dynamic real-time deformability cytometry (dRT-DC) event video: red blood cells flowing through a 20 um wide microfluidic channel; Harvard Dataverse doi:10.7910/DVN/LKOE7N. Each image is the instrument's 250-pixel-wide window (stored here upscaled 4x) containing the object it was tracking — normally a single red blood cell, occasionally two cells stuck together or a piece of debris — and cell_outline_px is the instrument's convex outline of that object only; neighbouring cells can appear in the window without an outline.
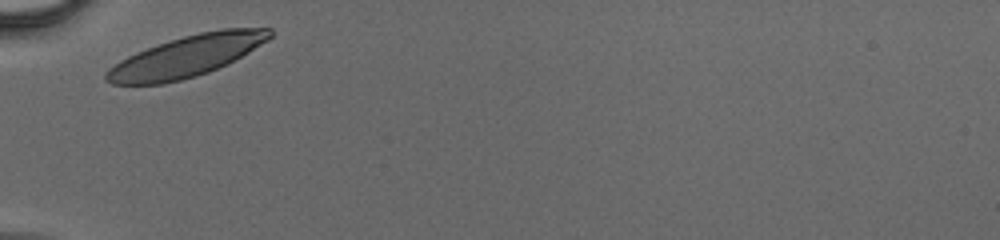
{"species": "human", "species_latin": "Homo sapiens", "temperature_condition": "cold", "stored_images_in_passage": 24, "camera_frame_rate_fps": 3000, "um_per_image_px": 0.085, "donor": {"sex": "male"}, "frame": {"image": 1, "passage_image": 1, "time_ms": 0.0, "image_size_px": [1000, 240], "cell_outline_px": [[272, 36], [268, 40], [228, 64], [208, 72], [196, 76], [164, 84], [112, 84], [104, 80], [104, 76], [108, 68], [120, 60], [136, 52], [184, 36], [200, 32], [224, 28], [272, 28]], "centroid_in_image_um": [15.85, 4.79], "position_along_channel_um": 69.1, "area_um2": 38.96}}
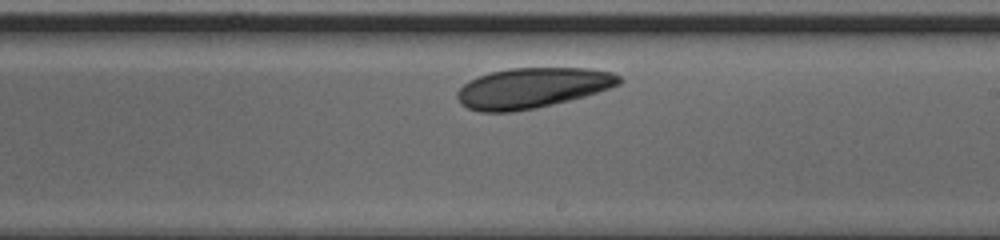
{"frame": {"image": 2, "passage_image": 14, "time_ms": 4.333, "image_size_px": [1000, 240], "cell_outline_px": [[624, 80], [620, 84], [584, 96], [536, 108], [512, 112], [480, 112], [468, 108], [460, 104], [456, 96], [456, 92], [468, 80], [492, 72], [508, 68], [588, 68], [612, 72], [620, 76]], "centroid_in_image_um": [45.22, 7.47], "position_along_channel_um": 243.8, "area_um2": 37.97}}
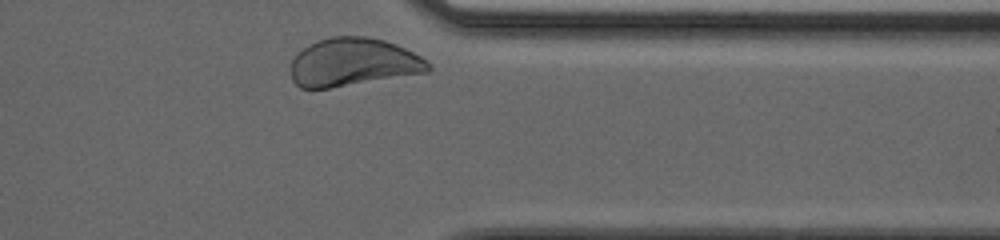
{"frame": {"image": 3, "passage_image": 24, "time_ms": 7.667, "image_size_px": [1000, 240], "cell_outline_px": [[432, 68], [428, 72], [328, 88], [300, 88], [292, 80], [292, 60], [308, 44], [316, 40], [332, 36], [368, 36], [384, 40], [396, 44], [420, 56]], "centroid_in_image_um": [30.0, 5.28], "position_along_channel_um": 381.4, "area_um2": 38.21}}